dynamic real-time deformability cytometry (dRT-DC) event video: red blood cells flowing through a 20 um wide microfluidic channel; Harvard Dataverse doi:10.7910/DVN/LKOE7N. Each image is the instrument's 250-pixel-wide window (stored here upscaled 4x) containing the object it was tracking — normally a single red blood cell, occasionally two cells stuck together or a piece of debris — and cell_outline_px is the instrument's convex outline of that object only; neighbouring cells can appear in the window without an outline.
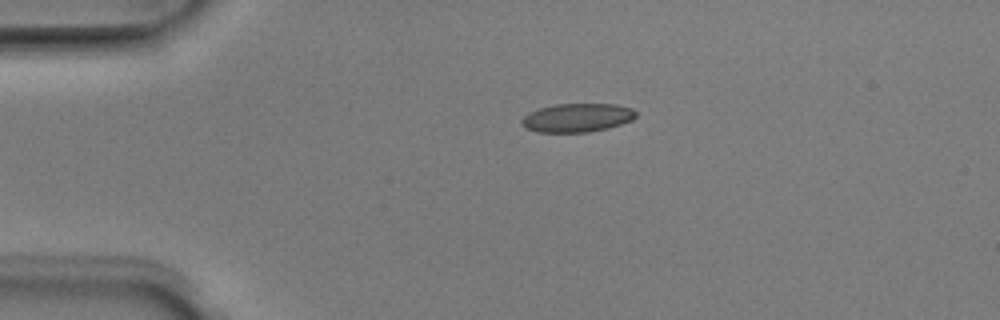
{"species": "Egyptian fruit bat (a non-hibernating species)", "species_latin": "Rousettus aegyptiacus", "temperature_condition": "room temperature", "stored_images_in_passage": 41, "camera_frame_rate_fps": 3000, "um_per_image_px": 0.085, "animal": {"sex": "male"}, "frame": {"image": 1, "passage_image": 1, "time_ms": 0.0, "image_size_px": [1000, 320], "cell_outline_px": [[636, 116], [632, 120], [608, 128], [588, 132], [536, 132], [524, 128], [520, 124], [520, 120], [528, 112], [540, 108], [556, 104], [616, 104], [632, 108], [636, 112]], "centroid_in_image_um": [49.02, 10.01], "position_along_channel_um": 36.0, "area_um2": 19.19}}
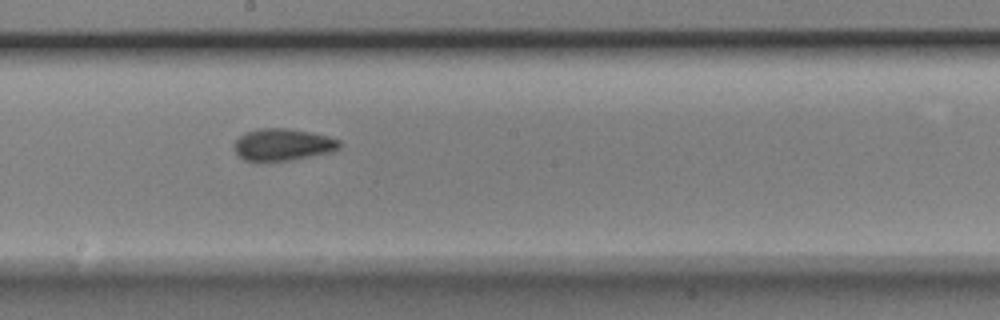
{"frame": {"image": 2, "passage_image": 18, "time_ms": 5.667, "image_size_px": [1000, 320], "cell_outline_px": [[340, 148], [332, 152], [288, 160], [244, 160], [232, 148], [232, 144], [244, 132], [260, 128], [288, 128], [328, 136], [340, 140]], "centroid_in_image_um": [24.02, 12.27], "position_along_channel_um": 224.2, "area_um2": 19.48}}
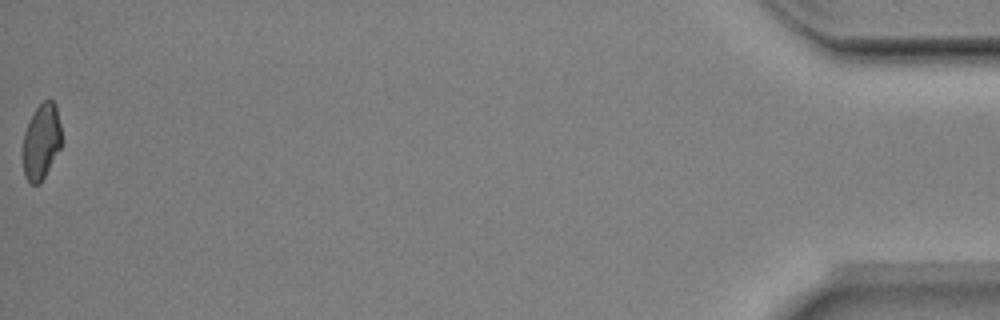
{"frame": {"image": 3, "passage_image": 41, "time_ms": 13.333, "image_size_px": [1000, 320], "cell_outline_px": [[60, 148], [40, 184], [32, 184], [24, 176], [20, 152], [24, 132], [36, 108], [44, 100], [52, 100], [56, 104], [60, 124]], "centroid_in_image_um": [3.46, 12.06], "position_along_channel_um": 431.7, "area_um2": 17.22}, "authors_computed_cell_mechanics": {"area_um2": 18.9006, "velocity_mm_per_s": 3.9962, "shape_relaxation_time_tau1_ms": 5.5745, "shape_relaxation_time_tau2_ms": 1.8507, "deformation_change_tau1": 0.1158, "deformation_change_tau2": 0.0687}}